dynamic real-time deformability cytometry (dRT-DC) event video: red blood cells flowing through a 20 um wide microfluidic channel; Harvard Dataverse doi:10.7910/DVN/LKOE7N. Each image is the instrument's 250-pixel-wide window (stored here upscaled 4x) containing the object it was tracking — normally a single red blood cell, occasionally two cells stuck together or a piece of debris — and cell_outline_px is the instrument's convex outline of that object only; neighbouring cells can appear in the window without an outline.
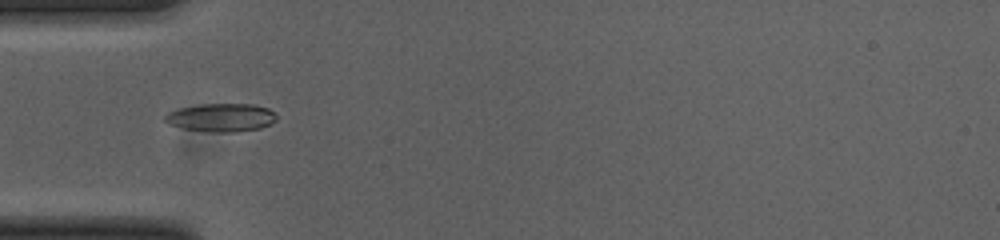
{"species": "common noctule bat (a hibernating species)", "species_latin": "Nyctalus noctula", "temperature_condition": "cold", "stored_images_in_passage": 37, "camera_frame_rate_fps": 3000, "um_per_image_px": 0.085, "animal": {"sex": "female", "body_mass_g": 23.0, "forearm_length_mm": 53.4}, "frame": {"image": 1, "passage_image": 1, "time_ms": 0.0, "image_size_px": [1000, 240], "cell_outline_px": [[276, 120], [272, 124], [260, 128], [236, 132], [212, 132], [184, 128], [168, 124], [164, 120], [164, 116], [168, 112], [180, 108], [200, 104], [252, 104], [268, 108], [276, 116]], "centroid_in_image_um": [18.8, 9.99], "position_along_channel_um": 66.2, "area_um2": 18.32}}
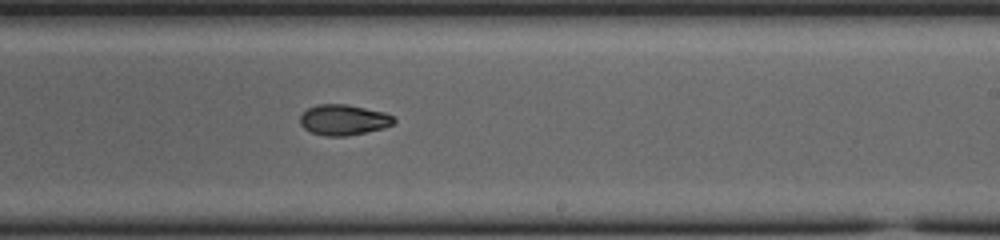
{"frame": {"image": 2, "passage_image": 16, "time_ms": 5.0, "image_size_px": [1000, 240], "cell_outline_px": [[396, 120], [392, 124], [384, 128], [344, 136], [324, 136], [312, 132], [304, 128], [300, 124], [300, 116], [308, 108], [316, 104], [344, 104], [384, 112], [396, 116]], "centroid_in_image_um": [29.21, 10.18], "position_along_channel_um": 259.8, "area_um2": 16.65}}
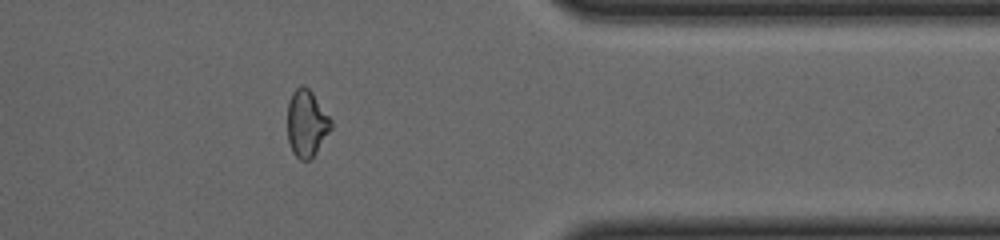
{"frame": {"image": 3, "passage_image": 27, "time_ms": 8.667, "image_size_px": [1000, 240], "cell_outline_px": [[332, 128], [316, 152], [308, 160], [300, 160], [292, 152], [288, 140], [288, 100], [292, 92], [300, 84], [304, 84], [312, 92], [332, 120]], "centroid_in_image_um": [26.05, 10.46], "position_along_channel_um": 385.3, "area_um2": 16.99}, "authors_computed_cell_mechanics": {"area_um2": 16.8198, "velocity_mm_per_s": 3.8743, "shape_relaxation_time_tau1_ms": 3.8673, "shape_relaxation_time_tau2_ms": null, "deformation_change_tau1": 0.1487, "deformation_change_tau2": null}}